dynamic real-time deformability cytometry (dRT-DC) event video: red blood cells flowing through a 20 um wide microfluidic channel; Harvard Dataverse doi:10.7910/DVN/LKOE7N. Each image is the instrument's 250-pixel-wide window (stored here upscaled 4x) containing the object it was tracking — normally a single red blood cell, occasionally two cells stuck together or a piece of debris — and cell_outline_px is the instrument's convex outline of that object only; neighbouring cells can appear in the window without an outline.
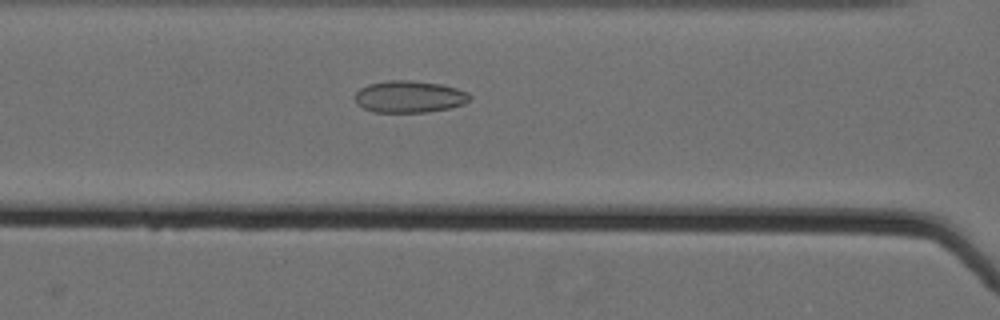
{"species": "Egyptian fruit bat (a non-hibernating species)", "species_latin": "Rousettus aegyptiacus", "temperature_condition": "cold", "stored_images_in_passage": 32, "camera_frame_rate_fps": 3000, "um_per_image_px": 0.085, "animal": {"sex": "female"}, "frame": {"image": 1, "passage_image": 12, "time_ms": 3.667, "image_size_px": [1000, 320], "cell_outline_px": [[472, 96], [464, 104], [452, 108], [428, 112], [372, 112], [356, 104], [356, 92], [360, 88], [368, 84], [388, 80], [408, 80], [440, 84], [456, 88], [468, 92]], "centroid_in_image_um": [34.8, 8.22], "position_along_channel_um": 131.8, "area_um2": 21.44}}
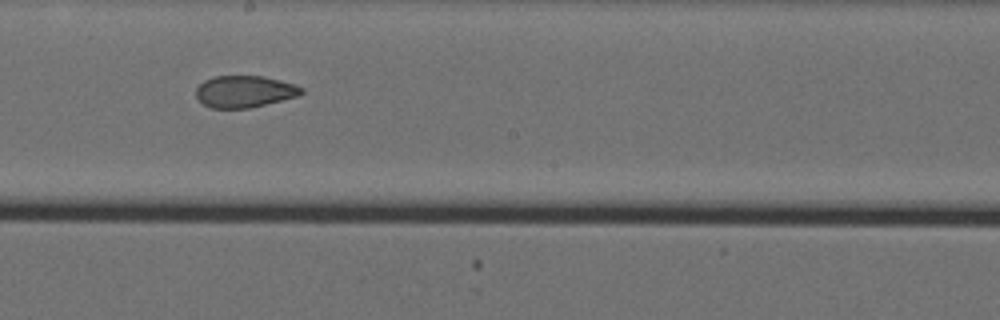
{"frame": {"image": 2, "passage_image": 20, "time_ms": 6.333, "image_size_px": [1000, 320], "cell_outline_px": [[304, 92], [296, 96], [248, 108], [212, 108], [204, 104], [196, 96], [196, 88], [204, 80], [212, 76], [264, 76], [292, 84], [304, 88]], "centroid_in_image_um": [20.74, 7.77], "position_along_channel_um": 227.5, "area_um2": 19.25}}
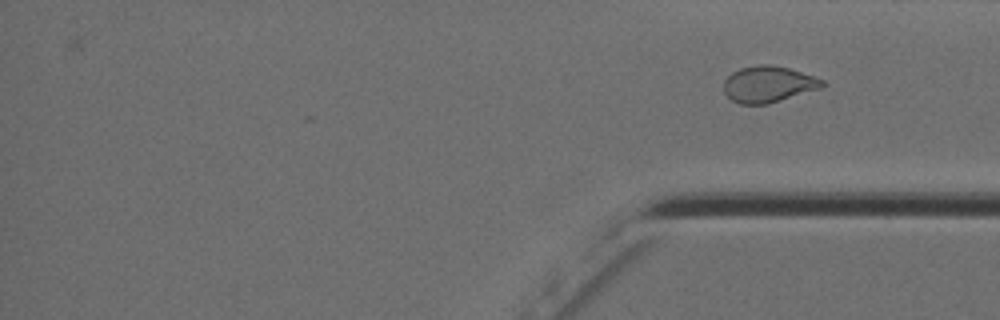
{"frame": {"image": 3, "passage_image": 32, "time_ms": 10.333, "image_size_px": [1000, 320], "cell_outline_px": [[824, 84], [820, 88], [768, 104], [740, 104], [732, 100], [724, 92], [724, 80], [732, 72], [740, 68], [760, 64], [772, 64], [788, 68], [824, 80]], "centroid_in_image_um": [65.27, 7.15], "position_along_channel_um": 369.9, "area_um2": 20.63}}